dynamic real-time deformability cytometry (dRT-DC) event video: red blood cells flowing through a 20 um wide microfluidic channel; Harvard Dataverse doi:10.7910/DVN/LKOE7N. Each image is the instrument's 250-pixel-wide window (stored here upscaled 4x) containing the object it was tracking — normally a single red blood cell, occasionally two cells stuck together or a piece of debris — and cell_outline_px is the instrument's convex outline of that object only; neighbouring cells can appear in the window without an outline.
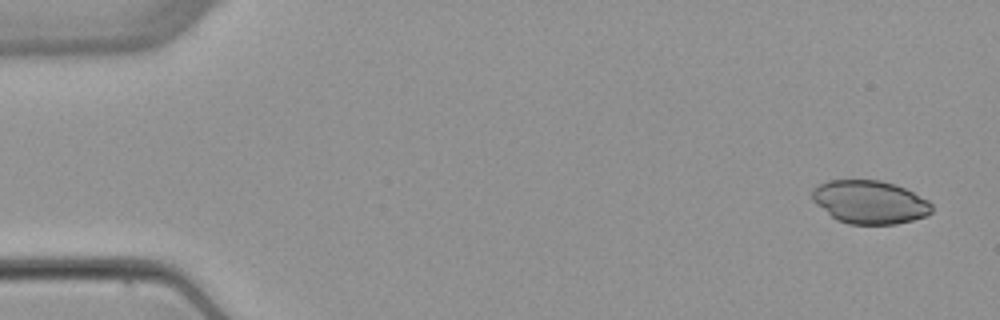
{"species": "common noctule bat (a hibernating species)", "species_latin": "Nyctalus noctula", "temperature_condition": "warm", "stored_images_in_passage": 4, "camera_frame_rate_fps": 3000, "um_per_image_px": 0.085, "animal": {"sex": "female", "body_mass_g": 22.7, "forearm_length_mm": 54.2}, "frame": {"image": 1, "passage_image": 1, "time_ms": 0.0, "image_size_px": [1000, 320], "cell_outline_px": [[932, 212], [924, 216], [912, 220], [896, 224], [848, 224], [836, 220], [816, 204], [812, 200], [812, 188], [828, 180], [880, 180], [896, 184], [928, 200], [932, 204]], "centroid_in_image_um": [73.91, 17.17], "position_along_channel_um": 11.1, "area_um2": 30.17}}
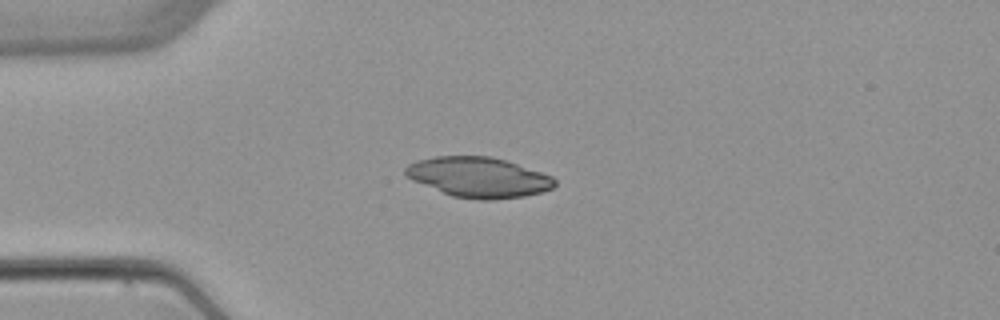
{"frame": {"image": 2, "passage_image": 4, "time_ms": 3.667, "image_size_px": [1000, 320], "cell_outline_px": [[556, 184], [552, 188], [540, 192], [524, 196], [492, 200], [480, 200], [452, 196], [412, 180], [404, 176], [404, 168], [408, 164], [416, 160], [436, 156], [492, 156], [552, 176], [556, 180]], "centroid_in_image_um": [40.63, 15.06], "position_along_channel_um": 44.4, "area_um2": 34.85}}